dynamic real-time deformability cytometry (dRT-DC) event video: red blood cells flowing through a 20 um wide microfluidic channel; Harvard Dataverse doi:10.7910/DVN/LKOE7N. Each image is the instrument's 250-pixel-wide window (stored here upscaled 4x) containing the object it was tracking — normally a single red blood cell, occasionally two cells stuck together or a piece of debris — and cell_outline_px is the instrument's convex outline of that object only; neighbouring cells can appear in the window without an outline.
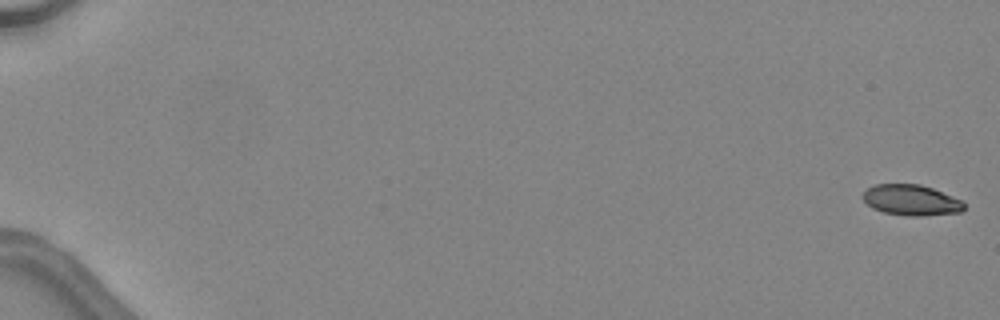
{"species": "common noctule bat (a hibernating species)", "species_latin": "Nyctalus noctula", "temperature_condition": "warm", "stored_images_in_passage": 10, "camera_frame_rate_fps": 3000, "um_per_image_px": 0.085, "animal": {"sex": "female", "body_mass_g": 24.6, "forearm_length_mm": 56.2}, "frame": {"image": 1, "passage_image": 1, "time_ms": 0.0, "image_size_px": [1000, 320], "cell_outline_px": [[964, 208], [960, 212], [924, 216], [908, 216], [884, 212], [872, 208], [860, 196], [868, 188], [876, 184], [920, 184], [932, 188], [964, 200]], "centroid_in_image_um": [77.47, 17.01], "position_along_channel_um": 7.5, "area_um2": 18.21}}